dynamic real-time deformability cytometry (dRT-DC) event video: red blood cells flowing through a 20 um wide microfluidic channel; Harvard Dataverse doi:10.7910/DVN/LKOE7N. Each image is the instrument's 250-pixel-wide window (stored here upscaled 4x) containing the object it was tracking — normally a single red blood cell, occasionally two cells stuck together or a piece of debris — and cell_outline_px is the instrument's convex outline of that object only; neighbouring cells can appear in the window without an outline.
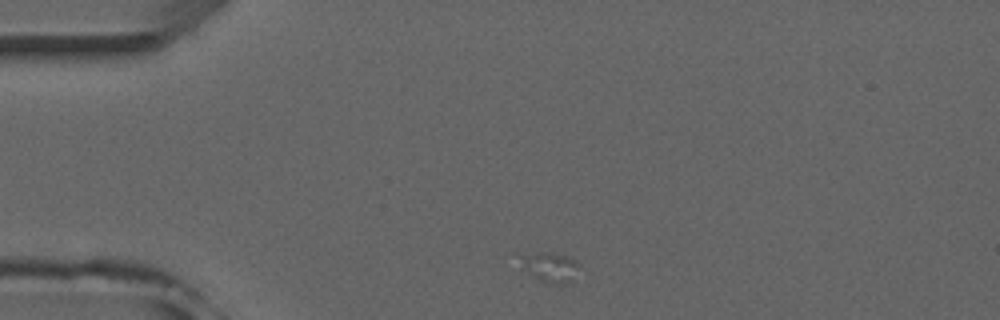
{"species": "common noctule bat (a hibernating species)", "species_latin": "Nyctalus noctula", "temperature_condition": "room temperature", "stored_images_in_passage": 5, "camera_frame_rate_fps": 3000, "um_per_image_px": 0.085, "animal": {"sex": "male", "forearm_length_mm": 52.5}, "frame": {"image": 1, "passage_image": 1, "time_ms": 0.0, "image_size_px": [1000, 320], "cell_outline_px": [[580, 264], [572, 284], [556, 284], [544, 280], [536, 276], [524, 264], [516, 252], [552, 252], [568, 256], [576, 260]], "centroid_in_image_um": [46.84, 22.65], "position_along_channel_um": 38.2, "area_um2": 10.12}}